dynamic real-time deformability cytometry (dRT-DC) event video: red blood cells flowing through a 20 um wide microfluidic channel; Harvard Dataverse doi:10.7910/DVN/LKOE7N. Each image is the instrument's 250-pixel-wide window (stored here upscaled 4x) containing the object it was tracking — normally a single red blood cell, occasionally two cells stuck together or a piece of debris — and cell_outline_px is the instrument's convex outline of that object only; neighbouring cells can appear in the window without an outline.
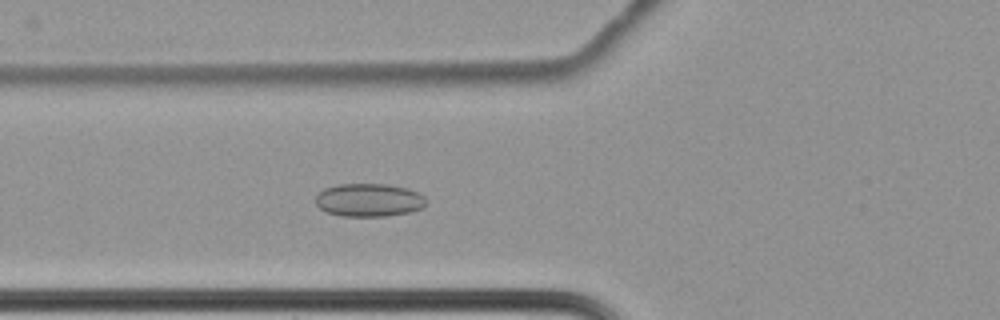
{"species": "common noctule bat (a hibernating species)", "species_latin": "Nyctalus noctula", "temperature_condition": "cold", "stored_images_in_passage": 52, "camera_frame_rate_fps": 3000, "um_per_image_px": 0.085, "animal": {"sex": "female", "body_mass_g": 22.7, "forearm_length_mm": 54.2}, "frame": {"image": 1, "passage_image": 15, "time_ms": 4.667, "image_size_px": [1000, 320], "cell_outline_px": [[428, 200], [420, 208], [408, 212], [384, 216], [340, 216], [328, 212], [320, 208], [316, 204], [316, 196], [324, 188], [336, 184], [388, 184], [408, 188], [424, 196]], "centroid_in_image_um": [31.34, 16.99], "position_along_channel_um": 94.5, "area_um2": 21.27}}
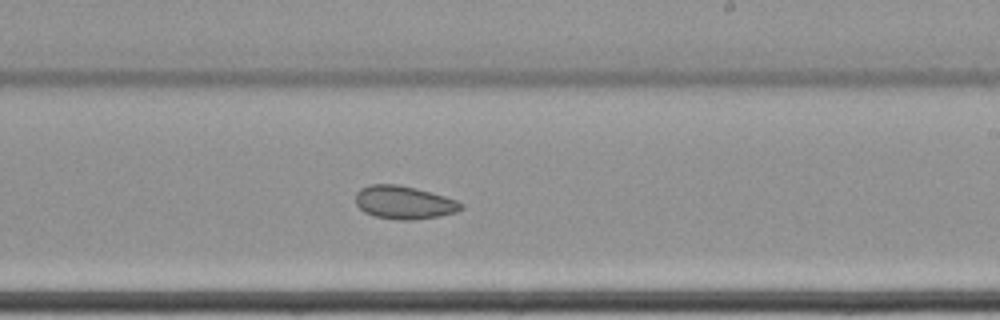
{"frame": {"image": 2, "passage_image": 29, "time_ms": 9.333, "image_size_px": [1000, 320], "cell_outline_px": [[464, 208], [456, 212], [440, 216], [412, 220], [396, 220], [376, 216], [364, 212], [356, 204], [356, 192], [360, 188], [372, 184], [396, 184], [416, 188], [444, 196], [456, 200], [464, 204]], "centroid_in_image_um": [34.35, 17.21], "position_along_channel_um": 254.7, "area_um2": 20.4}}
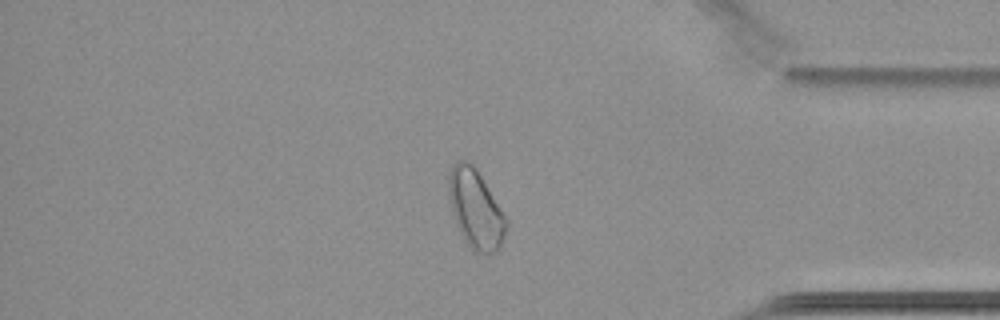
{"frame": {"image": 3, "passage_image": 43, "time_ms": 14.0, "image_size_px": [1000, 320], "cell_outline_px": [[508, 228], [500, 244], [492, 252], [476, 252], [464, 240], [460, 232], [452, 212], [448, 192], [448, 172], [456, 160], [468, 160], [476, 168], [508, 220]], "centroid_in_image_um": [40.41, 17.71], "position_along_channel_um": 394.8, "area_um2": 26.13}}